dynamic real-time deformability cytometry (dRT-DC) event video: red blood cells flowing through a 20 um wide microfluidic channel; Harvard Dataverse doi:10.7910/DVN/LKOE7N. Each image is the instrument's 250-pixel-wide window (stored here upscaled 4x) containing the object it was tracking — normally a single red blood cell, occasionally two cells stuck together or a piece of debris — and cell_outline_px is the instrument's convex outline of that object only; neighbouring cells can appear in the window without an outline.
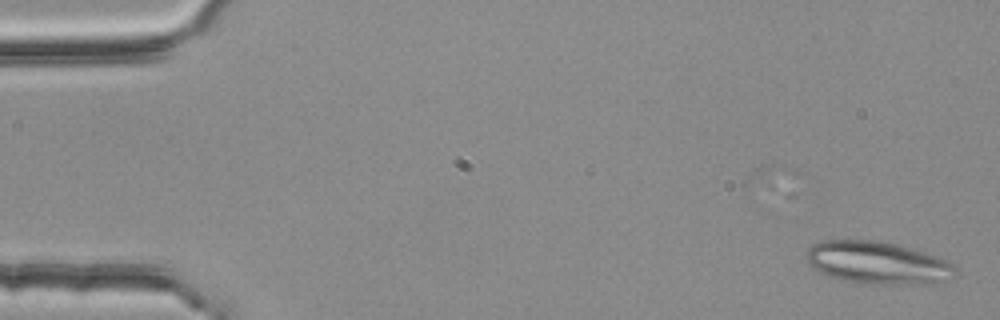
{"species": "common noctule bat (a hibernating species)", "species_latin": "Nyctalus noctula", "temperature_condition": "room temperature", "stored_images_in_passage": 53, "segment_of_instrument_passage": [1, 3], "camera_frame_rate_fps": 3000, "um_per_image_px": 0.085, "animal": {"sex": "female", "body_mass_g": 25.1}, "frame": {"image": 1, "passage_image": 2, "time_ms": 0.333, "image_size_px": [1000, 320], "cell_outline_px": [[956, 268], [948, 280], [928, 284], [864, 284], [844, 280], [820, 272], [812, 268], [808, 264], [804, 256], [804, 252], [812, 244], [824, 240], [872, 240], [900, 244], [936, 256], [952, 264]], "centroid_in_image_um": [74.54, 22.33], "position_along_channel_um": 10.5, "area_um2": 37.05}}